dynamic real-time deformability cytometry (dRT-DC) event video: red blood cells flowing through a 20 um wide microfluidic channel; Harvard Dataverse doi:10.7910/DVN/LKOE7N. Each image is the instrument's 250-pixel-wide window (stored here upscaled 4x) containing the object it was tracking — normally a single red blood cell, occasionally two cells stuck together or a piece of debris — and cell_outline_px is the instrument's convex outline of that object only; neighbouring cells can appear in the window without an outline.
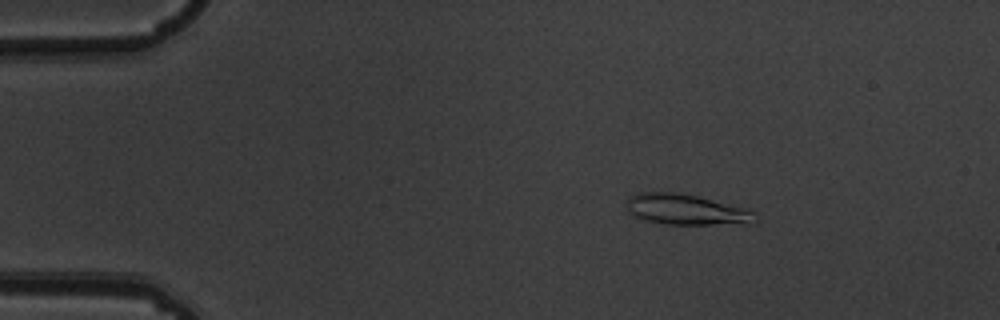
{"species": "common noctule bat (a hibernating species)", "species_latin": "Nyctalus noctula", "temperature_condition": "warm", "stored_images_in_passage": 2, "camera_frame_rate_fps": 3000, "um_per_image_px": 0.085, "animal": {"sex": "male", "body_mass_g": 19.5, "forearm_length_mm": 54.6}, "frame": {"image": 1, "passage_image": 1, "time_ms": 0.0, "image_size_px": [1000, 320], "cell_outline_px": [[756, 224], [668, 224], [648, 220], [636, 216], [628, 212], [628, 200], [632, 196], [640, 192], [676, 192], [696, 196], [744, 208], [752, 212], [756, 220]], "centroid_in_image_um": [58.35, 17.82], "position_along_channel_um": 26.7, "area_um2": 22.43}}